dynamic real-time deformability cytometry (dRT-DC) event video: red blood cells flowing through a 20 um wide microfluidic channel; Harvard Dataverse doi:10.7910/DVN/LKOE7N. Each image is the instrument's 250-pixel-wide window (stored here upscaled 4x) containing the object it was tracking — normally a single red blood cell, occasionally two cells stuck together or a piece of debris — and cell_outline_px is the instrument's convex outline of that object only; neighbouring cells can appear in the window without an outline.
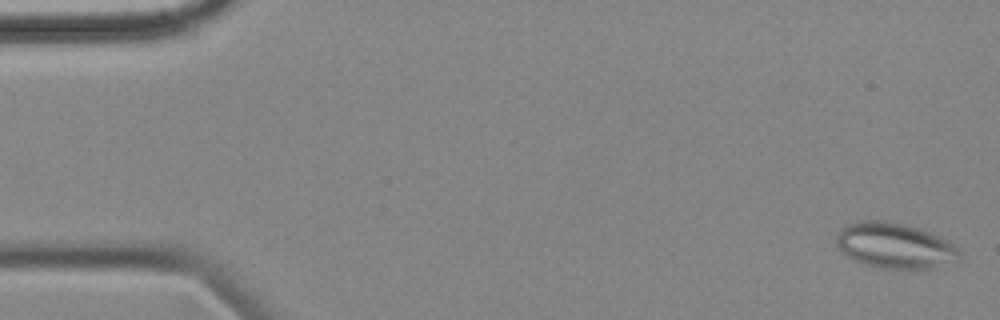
{"species": "common noctule bat (a hibernating species)", "species_latin": "Nyctalus noctula", "temperature_condition": "cold", "stored_images_in_passage": 56, "camera_frame_rate_fps": 3000, "um_per_image_px": 0.085, "animal": {"sex": "female", "body_mass_g": 18.4}, "frame": {"image": 1, "passage_image": 2, "time_ms": 0.333, "image_size_px": [1000, 320], "cell_outline_px": [[960, 260], [932, 268], [880, 268], [864, 264], [848, 256], [836, 244], [836, 236], [840, 228], [856, 220], [880, 220], [904, 224], [920, 228], [940, 236], [948, 240], [960, 252]], "centroid_in_image_um": [76.06, 20.86], "position_along_channel_um": 8.9, "area_um2": 32.6}}
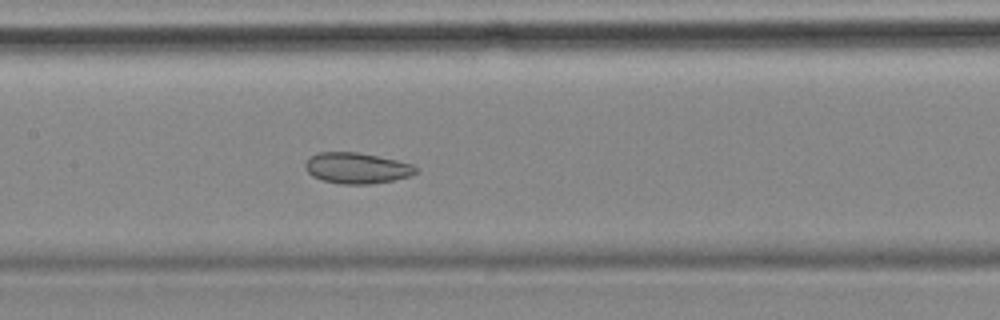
{"frame": {"image": 2, "passage_image": 27, "time_ms": 8.667, "image_size_px": [1000, 320], "cell_outline_px": [[416, 172], [408, 176], [392, 180], [368, 184], [340, 184], [324, 180], [312, 176], [304, 168], [304, 164], [312, 156], [320, 152], [356, 152], [396, 160], [412, 164], [416, 168]], "centroid_in_image_um": [30.29, 14.29], "position_along_channel_um": 177.1, "area_um2": 19.54}}
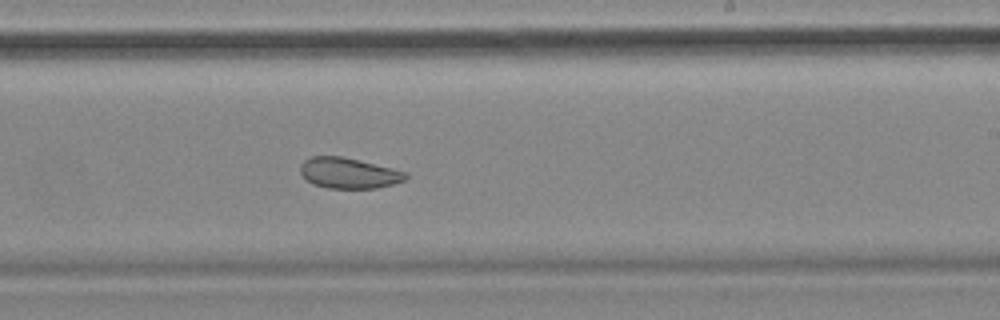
{"frame": {"image": 3, "passage_image": 34, "time_ms": 11.0, "image_size_px": [1000, 320], "cell_outline_px": [[408, 176], [404, 180], [392, 184], [376, 188], [328, 188], [312, 184], [300, 172], [300, 164], [304, 160], [312, 156], [344, 156], [408, 172]], "centroid_in_image_um": [29.63, 14.7], "position_along_channel_um": 259.4, "area_um2": 18.84}, "authors_computed_cell_mechanics": {"area_um2": 25.2008, "velocity_mm_per_s": 3.5369, "shape_relaxation_time_tau1_ms": null, "shape_relaxation_time_tau2_ms": 3.2694, "deformation_change_tau1": null, "deformation_change_tau2": 0.0884}}